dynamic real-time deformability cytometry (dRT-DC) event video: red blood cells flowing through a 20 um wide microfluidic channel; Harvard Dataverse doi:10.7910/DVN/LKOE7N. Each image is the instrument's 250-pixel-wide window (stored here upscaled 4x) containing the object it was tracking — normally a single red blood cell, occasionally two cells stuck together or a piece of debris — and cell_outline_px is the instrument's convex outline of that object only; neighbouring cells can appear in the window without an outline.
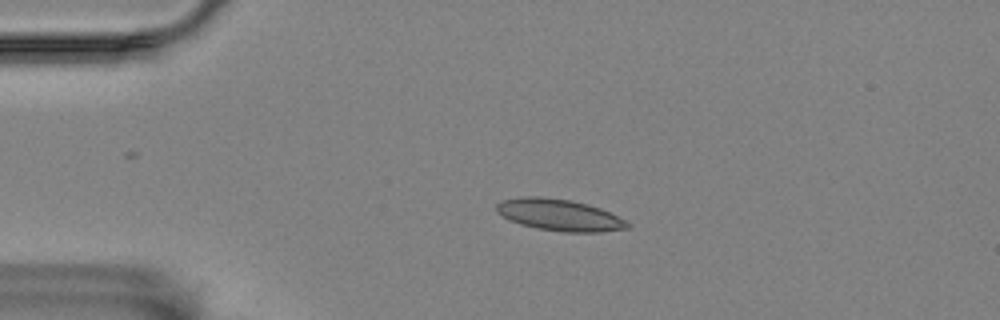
{"species": "Egyptian fruit bat (a non-hibernating species)", "species_latin": "Rousettus aegyptiacus", "temperature_condition": "room temperature", "stored_images_in_passage": 3, "camera_frame_rate_fps": 3000, "um_per_image_px": 0.085, "animal": {"sex": "female"}, "frame": {"image": 1, "passage_image": 2, "time_ms": 2.0, "image_size_px": [1000, 320], "cell_outline_px": [[632, 224], [628, 228], [600, 232], [560, 232], [536, 228], [520, 224], [508, 220], [496, 212], [496, 204], [500, 200], [520, 196], [540, 196], [572, 200], [588, 204], [600, 208], [628, 220]], "centroid_in_image_um": [47.54, 18.26], "position_along_channel_um": 37.5, "area_um2": 24.62}}